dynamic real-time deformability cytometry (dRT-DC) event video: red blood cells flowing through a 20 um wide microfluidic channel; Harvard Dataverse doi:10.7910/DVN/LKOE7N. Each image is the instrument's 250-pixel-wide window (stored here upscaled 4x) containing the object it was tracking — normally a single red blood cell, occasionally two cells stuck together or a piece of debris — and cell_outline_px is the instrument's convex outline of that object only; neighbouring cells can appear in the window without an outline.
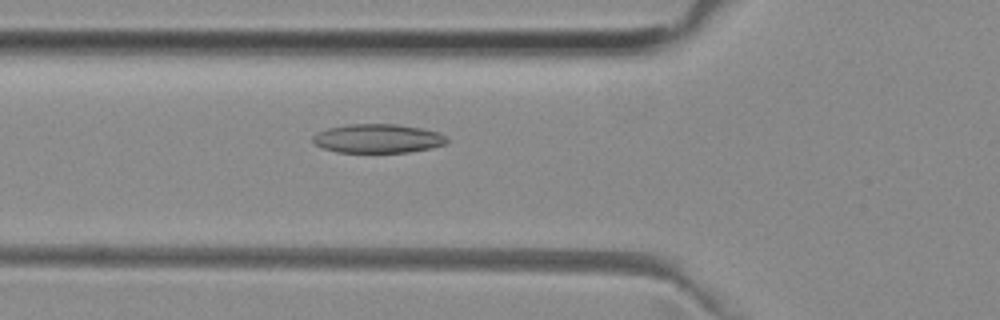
{"species": "common noctule bat (a hibernating species)", "species_latin": "Nyctalus noctula", "temperature_condition": "room temperature", "stored_images_in_passage": 45, "camera_frame_rate_fps": 3000, "um_per_image_px": 0.085, "animal": {"sex": "female", "body_mass_g": 29.2, "forearm_length_mm": 56.3}, "frame": {"image": 1, "passage_image": 11, "time_ms": 3.333, "image_size_px": [1000, 320], "cell_outline_px": [[448, 144], [432, 148], [408, 152], [336, 152], [312, 144], [312, 136], [316, 132], [328, 128], [348, 124], [396, 124], [420, 128], [436, 132], [444, 136], [448, 140]], "centroid_in_image_um": [32.08, 11.78], "position_along_channel_um": 93.7, "area_um2": 22.66}}
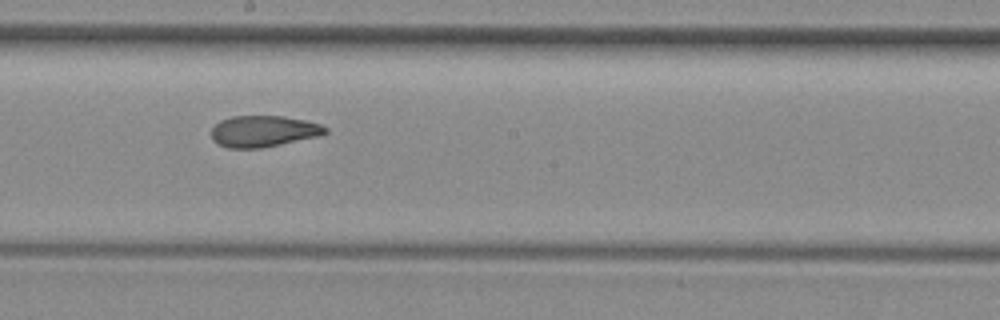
{"frame": {"image": 2, "passage_image": 21, "time_ms": 6.667, "image_size_px": [1000, 320], "cell_outline_px": [[328, 132], [320, 136], [260, 148], [228, 148], [212, 140], [212, 128], [220, 120], [232, 116], [284, 116], [304, 120], [320, 124], [328, 128]], "centroid_in_image_um": [22.4, 11.15], "position_along_channel_um": 225.8, "area_um2": 20.75}}
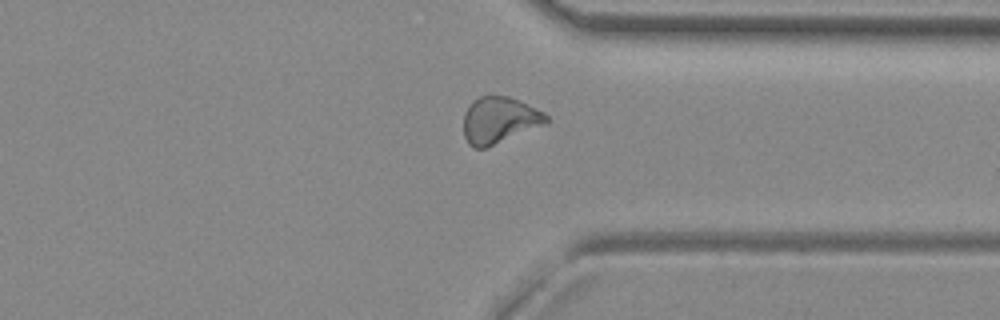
{"frame": {"image": 3, "passage_image": 32, "time_ms": 10.333, "image_size_px": [1000, 320], "cell_outline_px": [[548, 124], [484, 148], [472, 148], [468, 144], [464, 136], [464, 112], [480, 96], [508, 96], [520, 100], [544, 112], [548, 116]], "centroid_in_image_um": [42.47, 10.22], "position_along_channel_um": 368.9, "area_um2": 22.37}, "authors_computed_cell_mechanics": {"area_um2": 21.964, "velocity_mm_per_s": 3.9521, "shape_relaxation_time_tau1_ms": null, "shape_relaxation_time_tau2_ms": 3.3759, "deformation_change_tau1": null, "deformation_change_tau2": 0.1065}}